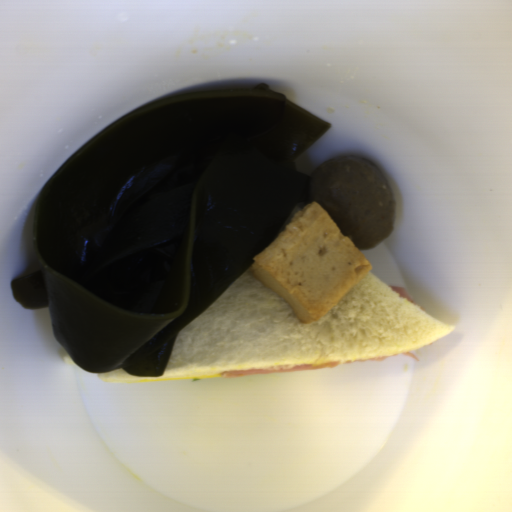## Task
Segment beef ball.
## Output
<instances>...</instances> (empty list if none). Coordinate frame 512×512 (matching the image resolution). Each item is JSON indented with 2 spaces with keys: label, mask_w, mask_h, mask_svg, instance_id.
<instances>
[{
  "label": "beef ball",
  "mask_w": 512,
  "mask_h": 512,
  "mask_svg": "<svg viewBox=\"0 0 512 512\" xmlns=\"http://www.w3.org/2000/svg\"><path fill=\"white\" fill-rule=\"evenodd\" d=\"M307 193L359 250L374 249L394 229L393 190L386 176L364 156L325 160L310 176Z\"/></svg>",
  "instance_id": "1"
}]
</instances>
